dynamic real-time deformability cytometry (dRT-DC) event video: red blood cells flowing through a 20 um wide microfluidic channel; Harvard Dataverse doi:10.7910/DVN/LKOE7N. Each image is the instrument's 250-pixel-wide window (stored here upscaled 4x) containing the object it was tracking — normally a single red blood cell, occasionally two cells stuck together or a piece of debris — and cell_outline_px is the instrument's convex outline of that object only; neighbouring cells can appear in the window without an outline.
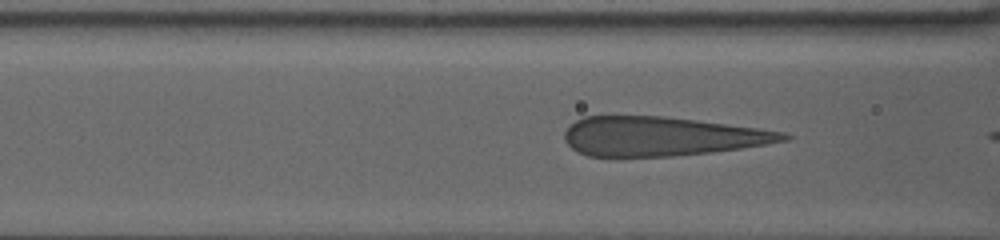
{"species": "human", "species_latin": "Homo sapiens", "temperature_condition": "warm", "stored_images_in_passage": 45, "camera_frame_rate_fps": 3000, "um_per_image_px": 0.085, "donor": {"sex": "female"}, "frame": {"image": 1, "passage_image": 11, "time_ms": 3.333, "image_size_px": [1000, 240], "cell_outline_px": [[792, 136], [788, 140], [740, 148], [712, 152], [672, 156], [588, 156], [572, 148], [564, 140], [564, 132], [576, 120], [584, 116], [664, 116], [696, 120], [756, 128], [784, 132]], "centroid_in_image_um": [56.2, 11.58], "position_along_channel_um": 110.4, "area_um2": 49.48}}
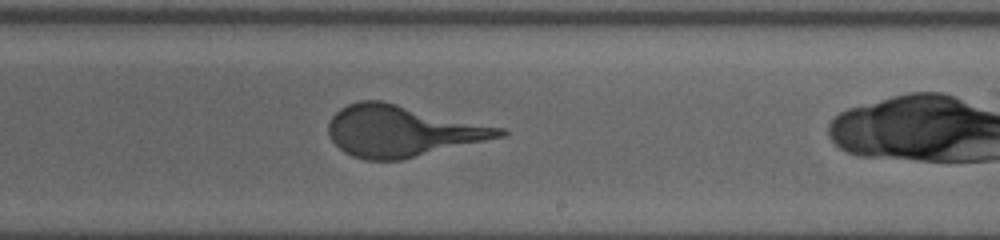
{"frame": {"image": 2, "passage_image": 27, "time_ms": 8.667, "image_size_px": [1000, 240], "cell_outline_px": [[508, 132], [504, 136], [400, 160], [368, 160], [352, 156], [344, 152], [332, 140], [328, 132], [328, 124], [332, 116], [340, 108], [348, 104], [360, 100], [384, 100], [504, 128]], "centroid_in_image_um": [34.16, 11.12], "position_along_channel_um": 254.8, "area_um2": 50.98}}
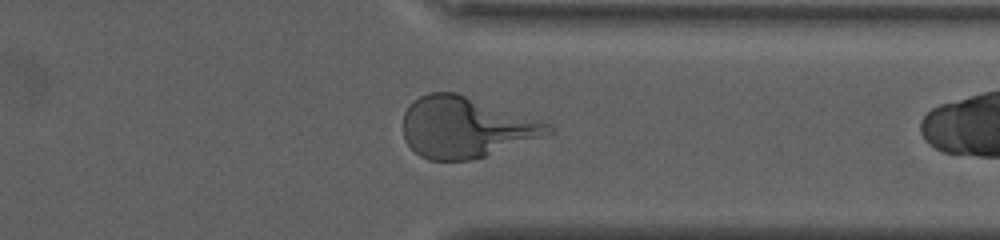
{"frame": {"image": 3, "passage_image": 40, "time_ms": 13.0, "image_size_px": [1000, 240], "cell_outline_px": [[556, 132], [472, 160], [428, 160], [420, 156], [404, 140], [404, 112], [412, 100], [428, 92], [456, 92], [548, 124], [556, 128]], "centroid_in_image_um": [39.54, 10.82], "position_along_channel_um": 371.9, "area_um2": 50.81}}